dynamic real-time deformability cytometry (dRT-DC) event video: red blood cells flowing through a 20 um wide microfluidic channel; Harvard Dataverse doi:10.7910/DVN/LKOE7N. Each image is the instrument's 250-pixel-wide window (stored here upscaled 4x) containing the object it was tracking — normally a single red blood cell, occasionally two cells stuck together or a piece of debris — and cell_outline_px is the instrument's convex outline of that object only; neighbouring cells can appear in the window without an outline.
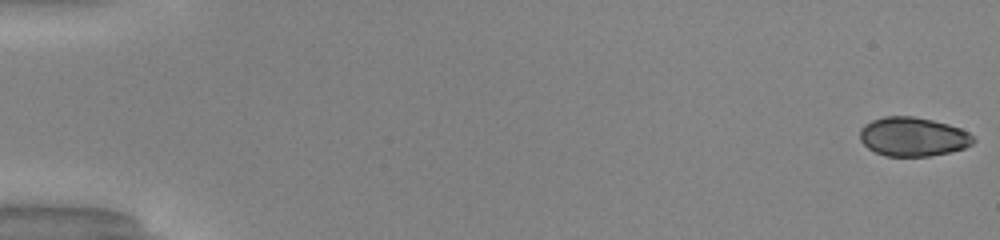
{"species": "common noctule bat (a hibernating species)", "species_latin": "Nyctalus noctula", "temperature_condition": "warm", "stored_images_in_passage": 51, "camera_frame_rate_fps": 3000, "um_per_image_px": 0.085, "animal": {"sex": "male", "body_mass_g": 20.0, "forearm_length_mm": 53.3}, "frame": {"image": 1, "passage_image": 1, "time_ms": 0.0, "image_size_px": [1000, 240], "cell_outline_px": [[976, 140], [972, 144], [964, 148], [948, 152], [928, 156], [884, 156], [868, 148], [860, 140], [860, 128], [864, 124], [872, 120], [884, 116], [912, 116], [932, 120], [948, 124], [960, 128], [968, 132]], "centroid_in_image_um": [77.58, 11.62], "position_along_channel_um": 7.4, "area_um2": 25.78}}
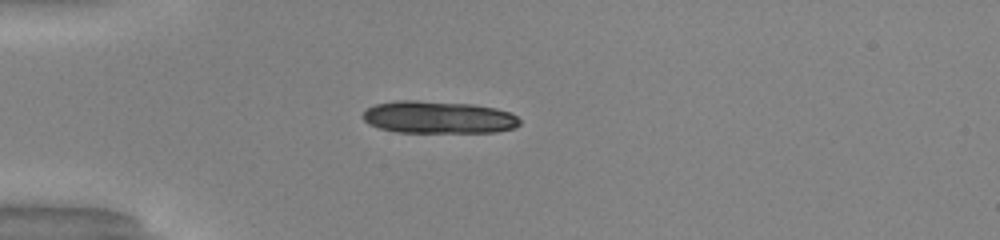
{"frame": {"image": 2, "passage_image": 15, "time_ms": 4.667, "image_size_px": [1000, 240], "cell_outline_px": [[520, 124], [516, 128], [496, 132], [396, 132], [380, 128], [368, 124], [360, 116], [368, 108], [376, 104], [396, 100], [416, 100], [472, 104], [496, 108], [512, 112], [520, 120]], "centroid_in_image_um": [37.28, 9.97], "position_along_channel_um": 47.7, "area_um2": 29.82}, "authors_computed_cell_mechanics": {"area_um2": 26.299, "velocity_mm_per_s": 4.1329, "shape_relaxation_time_tau1_ms": 1.5074, "shape_relaxation_time_tau2_ms": 1.2951, "deformation_change_tau1": 0.331, "deformation_change_tau2": 0.0548}}